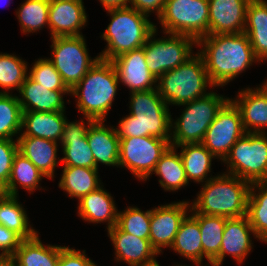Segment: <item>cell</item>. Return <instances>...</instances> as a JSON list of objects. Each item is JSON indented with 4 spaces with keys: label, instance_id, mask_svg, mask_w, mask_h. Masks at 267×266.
<instances>
[{
    "label": "cell",
    "instance_id": "1",
    "mask_svg": "<svg viewBox=\"0 0 267 266\" xmlns=\"http://www.w3.org/2000/svg\"><path fill=\"white\" fill-rule=\"evenodd\" d=\"M209 79L214 87L225 86L253 62L255 56L248 36L243 33L206 35L197 40Z\"/></svg>",
    "mask_w": 267,
    "mask_h": 266
},
{
    "label": "cell",
    "instance_id": "2",
    "mask_svg": "<svg viewBox=\"0 0 267 266\" xmlns=\"http://www.w3.org/2000/svg\"><path fill=\"white\" fill-rule=\"evenodd\" d=\"M155 89L131 92L130 115L119 121L115 128L119 138L152 136L171 139L173 123L169 109ZM170 134H169V133Z\"/></svg>",
    "mask_w": 267,
    "mask_h": 266
},
{
    "label": "cell",
    "instance_id": "3",
    "mask_svg": "<svg viewBox=\"0 0 267 266\" xmlns=\"http://www.w3.org/2000/svg\"><path fill=\"white\" fill-rule=\"evenodd\" d=\"M205 182L190 211L225 218L246 216L250 182L229 173Z\"/></svg>",
    "mask_w": 267,
    "mask_h": 266
},
{
    "label": "cell",
    "instance_id": "4",
    "mask_svg": "<svg viewBox=\"0 0 267 266\" xmlns=\"http://www.w3.org/2000/svg\"><path fill=\"white\" fill-rule=\"evenodd\" d=\"M118 82L120 81L111 61L99 59L70 94L77 97V108L85 118L105 121L115 100Z\"/></svg>",
    "mask_w": 267,
    "mask_h": 266
},
{
    "label": "cell",
    "instance_id": "5",
    "mask_svg": "<svg viewBox=\"0 0 267 266\" xmlns=\"http://www.w3.org/2000/svg\"><path fill=\"white\" fill-rule=\"evenodd\" d=\"M111 22L102 35L107 42L100 59L111 61L122 53L142 48L156 29L144 13L132 7L108 10Z\"/></svg>",
    "mask_w": 267,
    "mask_h": 266
},
{
    "label": "cell",
    "instance_id": "6",
    "mask_svg": "<svg viewBox=\"0 0 267 266\" xmlns=\"http://www.w3.org/2000/svg\"><path fill=\"white\" fill-rule=\"evenodd\" d=\"M157 82L159 94L166 104L178 106L207 95L205 91L208 84L213 87L199 53L164 73Z\"/></svg>",
    "mask_w": 267,
    "mask_h": 266
},
{
    "label": "cell",
    "instance_id": "7",
    "mask_svg": "<svg viewBox=\"0 0 267 266\" xmlns=\"http://www.w3.org/2000/svg\"><path fill=\"white\" fill-rule=\"evenodd\" d=\"M229 100V98H223L222 95L210 92L203 97L182 104L186 105V108L180 118L171 124V129L174 128L171 146L201 143L217 113Z\"/></svg>",
    "mask_w": 267,
    "mask_h": 266
},
{
    "label": "cell",
    "instance_id": "8",
    "mask_svg": "<svg viewBox=\"0 0 267 266\" xmlns=\"http://www.w3.org/2000/svg\"><path fill=\"white\" fill-rule=\"evenodd\" d=\"M223 162H227L229 174L250 183L267 180V136L246 133L232 146Z\"/></svg>",
    "mask_w": 267,
    "mask_h": 266
},
{
    "label": "cell",
    "instance_id": "9",
    "mask_svg": "<svg viewBox=\"0 0 267 266\" xmlns=\"http://www.w3.org/2000/svg\"><path fill=\"white\" fill-rule=\"evenodd\" d=\"M158 20L164 33L189 35L198 40L209 35L208 0H166Z\"/></svg>",
    "mask_w": 267,
    "mask_h": 266
},
{
    "label": "cell",
    "instance_id": "10",
    "mask_svg": "<svg viewBox=\"0 0 267 266\" xmlns=\"http://www.w3.org/2000/svg\"><path fill=\"white\" fill-rule=\"evenodd\" d=\"M51 48L53 59L49 60L70 91L100 59V56L90 59L83 35L52 37Z\"/></svg>",
    "mask_w": 267,
    "mask_h": 266
},
{
    "label": "cell",
    "instance_id": "11",
    "mask_svg": "<svg viewBox=\"0 0 267 266\" xmlns=\"http://www.w3.org/2000/svg\"><path fill=\"white\" fill-rule=\"evenodd\" d=\"M156 32L155 29L143 48L148 69L158 80L192 57V45L197 44V40L189 35L171 33L168 38L153 39Z\"/></svg>",
    "mask_w": 267,
    "mask_h": 266
},
{
    "label": "cell",
    "instance_id": "12",
    "mask_svg": "<svg viewBox=\"0 0 267 266\" xmlns=\"http://www.w3.org/2000/svg\"><path fill=\"white\" fill-rule=\"evenodd\" d=\"M120 139L119 166L128 168L139 179L147 180L157 162L171 146V139L152 136Z\"/></svg>",
    "mask_w": 267,
    "mask_h": 266
},
{
    "label": "cell",
    "instance_id": "13",
    "mask_svg": "<svg viewBox=\"0 0 267 266\" xmlns=\"http://www.w3.org/2000/svg\"><path fill=\"white\" fill-rule=\"evenodd\" d=\"M246 131L241 114L229 100L217 113L201 142L215 157L222 161L228 156L232 146L243 137Z\"/></svg>",
    "mask_w": 267,
    "mask_h": 266
},
{
    "label": "cell",
    "instance_id": "14",
    "mask_svg": "<svg viewBox=\"0 0 267 266\" xmlns=\"http://www.w3.org/2000/svg\"><path fill=\"white\" fill-rule=\"evenodd\" d=\"M189 202H176L161 205L151 210L149 240L160 254L162 247H171L182 221L187 215Z\"/></svg>",
    "mask_w": 267,
    "mask_h": 266
},
{
    "label": "cell",
    "instance_id": "15",
    "mask_svg": "<svg viewBox=\"0 0 267 266\" xmlns=\"http://www.w3.org/2000/svg\"><path fill=\"white\" fill-rule=\"evenodd\" d=\"M118 80L130 88L131 92L155 89L157 79L148 69L144 48L120 54L111 60Z\"/></svg>",
    "mask_w": 267,
    "mask_h": 266
},
{
    "label": "cell",
    "instance_id": "16",
    "mask_svg": "<svg viewBox=\"0 0 267 266\" xmlns=\"http://www.w3.org/2000/svg\"><path fill=\"white\" fill-rule=\"evenodd\" d=\"M87 16L82 0H50L48 26L52 37L80 36Z\"/></svg>",
    "mask_w": 267,
    "mask_h": 266
},
{
    "label": "cell",
    "instance_id": "17",
    "mask_svg": "<svg viewBox=\"0 0 267 266\" xmlns=\"http://www.w3.org/2000/svg\"><path fill=\"white\" fill-rule=\"evenodd\" d=\"M250 0H208L209 35L243 33Z\"/></svg>",
    "mask_w": 267,
    "mask_h": 266
},
{
    "label": "cell",
    "instance_id": "18",
    "mask_svg": "<svg viewBox=\"0 0 267 266\" xmlns=\"http://www.w3.org/2000/svg\"><path fill=\"white\" fill-rule=\"evenodd\" d=\"M85 122H68L66 120L62 133L61 145L64 157L60 160L64 166L96 168L95 160L87 140Z\"/></svg>",
    "mask_w": 267,
    "mask_h": 266
},
{
    "label": "cell",
    "instance_id": "19",
    "mask_svg": "<svg viewBox=\"0 0 267 266\" xmlns=\"http://www.w3.org/2000/svg\"><path fill=\"white\" fill-rule=\"evenodd\" d=\"M250 232L255 236L247 216L228 218L225 223L219 255L211 262V265H222L226 254H230L237 262L242 263L252 248Z\"/></svg>",
    "mask_w": 267,
    "mask_h": 266
},
{
    "label": "cell",
    "instance_id": "20",
    "mask_svg": "<svg viewBox=\"0 0 267 266\" xmlns=\"http://www.w3.org/2000/svg\"><path fill=\"white\" fill-rule=\"evenodd\" d=\"M238 93V99L231 101L240 111L246 133H265L264 130L267 127V81L261 88L255 90L247 88Z\"/></svg>",
    "mask_w": 267,
    "mask_h": 266
},
{
    "label": "cell",
    "instance_id": "21",
    "mask_svg": "<svg viewBox=\"0 0 267 266\" xmlns=\"http://www.w3.org/2000/svg\"><path fill=\"white\" fill-rule=\"evenodd\" d=\"M87 125V140L92 150L95 160L96 169L98 163L105 165L119 166V151L120 139L117 136L116 130L113 127H106L103 120L94 121L90 117H86Z\"/></svg>",
    "mask_w": 267,
    "mask_h": 266
},
{
    "label": "cell",
    "instance_id": "22",
    "mask_svg": "<svg viewBox=\"0 0 267 266\" xmlns=\"http://www.w3.org/2000/svg\"><path fill=\"white\" fill-rule=\"evenodd\" d=\"M108 234L116 250V259L124 260L129 266H139L155 260L157 251L150 240L138 238L121 231L116 225L108 229Z\"/></svg>",
    "mask_w": 267,
    "mask_h": 266
},
{
    "label": "cell",
    "instance_id": "23",
    "mask_svg": "<svg viewBox=\"0 0 267 266\" xmlns=\"http://www.w3.org/2000/svg\"><path fill=\"white\" fill-rule=\"evenodd\" d=\"M19 93L22 95V98L18 99L23 112H64L62 96L65 93L69 94L70 91H50L48 87L39 85L27 76Z\"/></svg>",
    "mask_w": 267,
    "mask_h": 266
},
{
    "label": "cell",
    "instance_id": "24",
    "mask_svg": "<svg viewBox=\"0 0 267 266\" xmlns=\"http://www.w3.org/2000/svg\"><path fill=\"white\" fill-rule=\"evenodd\" d=\"M18 152L28 158L47 178L54 177L58 164L57 142L30 136L17 138Z\"/></svg>",
    "mask_w": 267,
    "mask_h": 266
},
{
    "label": "cell",
    "instance_id": "25",
    "mask_svg": "<svg viewBox=\"0 0 267 266\" xmlns=\"http://www.w3.org/2000/svg\"><path fill=\"white\" fill-rule=\"evenodd\" d=\"M109 192L102 186L79 200L78 213L85 221L108 222L107 230L117 224L118 210Z\"/></svg>",
    "mask_w": 267,
    "mask_h": 266
},
{
    "label": "cell",
    "instance_id": "26",
    "mask_svg": "<svg viewBox=\"0 0 267 266\" xmlns=\"http://www.w3.org/2000/svg\"><path fill=\"white\" fill-rule=\"evenodd\" d=\"M64 112H36L22 113V128L26 130L20 136H30L57 142L61 140L66 122Z\"/></svg>",
    "mask_w": 267,
    "mask_h": 266
},
{
    "label": "cell",
    "instance_id": "27",
    "mask_svg": "<svg viewBox=\"0 0 267 266\" xmlns=\"http://www.w3.org/2000/svg\"><path fill=\"white\" fill-rule=\"evenodd\" d=\"M61 246H44L38 234L23 240L15 254L8 260V266H57Z\"/></svg>",
    "mask_w": 267,
    "mask_h": 266
},
{
    "label": "cell",
    "instance_id": "28",
    "mask_svg": "<svg viewBox=\"0 0 267 266\" xmlns=\"http://www.w3.org/2000/svg\"><path fill=\"white\" fill-rule=\"evenodd\" d=\"M244 33L248 36L259 61L267 59V1H249Z\"/></svg>",
    "mask_w": 267,
    "mask_h": 266
},
{
    "label": "cell",
    "instance_id": "29",
    "mask_svg": "<svg viewBox=\"0 0 267 266\" xmlns=\"http://www.w3.org/2000/svg\"><path fill=\"white\" fill-rule=\"evenodd\" d=\"M98 169L80 166H64L59 188L65 190L69 197L79 200L100 187Z\"/></svg>",
    "mask_w": 267,
    "mask_h": 266
},
{
    "label": "cell",
    "instance_id": "30",
    "mask_svg": "<svg viewBox=\"0 0 267 266\" xmlns=\"http://www.w3.org/2000/svg\"><path fill=\"white\" fill-rule=\"evenodd\" d=\"M201 239L198 221L193 216H186L170 248L195 264H201L203 260Z\"/></svg>",
    "mask_w": 267,
    "mask_h": 266
},
{
    "label": "cell",
    "instance_id": "31",
    "mask_svg": "<svg viewBox=\"0 0 267 266\" xmlns=\"http://www.w3.org/2000/svg\"><path fill=\"white\" fill-rule=\"evenodd\" d=\"M176 148L170 146L156 164L154 172L161 177L159 183L167 191L179 190L188 184L184 164Z\"/></svg>",
    "mask_w": 267,
    "mask_h": 266
},
{
    "label": "cell",
    "instance_id": "32",
    "mask_svg": "<svg viewBox=\"0 0 267 266\" xmlns=\"http://www.w3.org/2000/svg\"><path fill=\"white\" fill-rule=\"evenodd\" d=\"M255 188L259 193H255ZM246 216L255 237L267 243V180L251 183Z\"/></svg>",
    "mask_w": 267,
    "mask_h": 266
},
{
    "label": "cell",
    "instance_id": "33",
    "mask_svg": "<svg viewBox=\"0 0 267 266\" xmlns=\"http://www.w3.org/2000/svg\"><path fill=\"white\" fill-rule=\"evenodd\" d=\"M186 176L195 182H204L207 174L211 172L212 158H216L202 143L183 144L180 146Z\"/></svg>",
    "mask_w": 267,
    "mask_h": 266
},
{
    "label": "cell",
    "instance_id": "34",
    "mask_svg": "<svg viewBox=\"0 0 267 266\" xmlns=\"http://www.w3.org/2000/svg\"><path fill=\"white\" fill-rule=\"evenodd\" d=\"M192 216L199 224L203 257L205 256L211 264L219 255L225 223L228 218L199 213H193Z\"/></svg>",
    "mask_w": 267,
    "mask_h": 266
},
{
    "label": "cell",
    "instance_id": "35",
    "mask_svg": "<svg viewBox=\"0 0 267 266\" xmlns=\"http://www.w3.org/2000/svg\"><path fill=\"white\" fill-rule=\"evenodd\" d=\"M17 198L8 195L0 201V224L17 233L23 240L34 238L38 233L29 226L26 211Z\"/></svg>",
    "mask_w": 267,
    "mask_h": 266
},
{
    "label": "cell",
    "instance_id": "36",
    "mask_svg": "<svg viewBox=\"0 0 267 266\" xmlns=\"http://www.w3.org/2000/svg\"><path fill=\"white\" fill-rule=\"evenodd\" d=\"M43 176L45 175L28 158L17 152L6 184L7 192L11 196H17V183L23 189L34 192Z\"/></svg>",
    "mask_w": 267,
    "mask_h": 266
},
{
    "label": "cell",
    "instance_id": "37",
    "mask_svg": "<svg viewBox=\"0 0 267 266\" xmlns=\"http://www.w3.org/2000/svg\"><path fill=\"white\" fill-rule=\"evenodd\" d=\"M22 113L17 96L0 92V139H13L22 131Z\"/></svg>",
    "mask_w": 267,
    "mask_h": 266
},
{
    "label": "cell",
    "instance_id": "38",
    "mask_svg": "<svg viewBox=\"0 0 267 266\" xmlns=\"http://www.w3.org/2000/svg\"><path fill=\"white\" fill-rule=\"evenodd\" d=\"M50 0H26L16 12L23 33L48 25Z\"/></svg>",
    "mask_w": 267,
    "mask_h": 266
},
{
    "label": "cell",
    "instance_id": "39",
    "mask_svg": "<svg viewBox=\"0 0 267 266\" xmlns=\"http://www.w3.org/2000/svg\"><path fill=\"white\" fill-rule=\"evenodd\" d=\"M151 210L141 211L137 207H127L119 212L116 226L138 238L148 239L150 235Z\"/></svg>",
    "mask_w": 267,
    "mask_h": 266
},
{
    "label": "cell",
    "instance_id": "40",
    "mask_svg": "<svg viewBox=\"0 0 267 266\" xmlns=\"http://www.w3.org/2000/svg\"><path fill=\"white\" fill-rule=\"evenodd\" d=\"M27 76L25 61L13 54H0V87L20 90Z\"/></svg>",
    "mask_w": 267,
    "mask_h": 266
},
{
    "label": "cell",
    "instance_id": "41",
    "mask_svg": "<svg viewBox=\"0 0 267 266\" xmlns=\"http://www.w3.org/2000/svg\"><path fill=\"white\" fill-rule=\"evenodd\" d=\"M28 76L39 85L48 87L50 91H70L49 59H38Z\"/></svg>",
    "mask_w": 267,
    "mask_h": 266
},
{
    "label": "cell",
    "instance_id": "42",
    "mask_svg": "<svg viewBox=\"0 0 267 266\" xmlns=\"http://www.w3.org/2000/svg\"><path fill=\"white\" fill-rule=\"evenodd\" d=\"M17 152V140L13 141V139H0V180L5 184L8 183L13 160Z\"/></svg>",
    "mask_w": 267,
    "mask_h": 266
},
{
    "label": "cell",
    "instance_id": "43",
    "mask_svg": "<svg viewBox=\"0 0 267 266\" xmlns=\"http://www.w3.org/2000/svg\"><path fill=\"white\" fill-rule=\"evenodd\" d=\"M22 241L17 233L0 224V255L7 261L15 254Z\"/></svg>",
    "mask_w": 267,
    "mask_h": 266
},
{
    "label": "cell",
    "instance_id": "44",
    "mask_svg": "<svg viewBox=\"0 0 267 266\" xmlns=\"http://www.w3.org/2000/svg\"><path fill=\"white\" fill-rule=\"evenodd\" d=\"M57 266H97V264L86 257L85 250L81 252L64 246L60 250Z\"/></svg>",
    "mask_w": 267,
    "mask_h": 266
},
{
    "label": "cell",
    "instance_id": "45",
    "mask_svg": "<svg viewBox=\"0 0 267 266\" xmlns=\"http://www.w3.org/2000/svg\"><path fill=\"white\" fill-rule=\"evenodd\" d=\"M166 0H130L132 8L148 15L152 11H157V16L162 14Z\"/></svg>",
    "mask_w": 267,
    "mask_h": 266
},
{
    "label": "cell",
    "instance_id": "46",
    "mask_svg": "<svg viewBox=\"0 0 267 266\" xmlns=\"http://www.w3.org/2000/svg\"><path fill=\"white\" fill-rule=\"evenodd\" d=\"M105 10L119 9L129 7L127 3H130V0H100Z\"/></svg>",
    "mask_w": 267,
    "mask_h": 266
},
{
    "label": "cell",
    "instance_id": "47",
    "mask_svg": "<svg viewBox=\"0 0 267 266\" xmlns=\"http://www.w3.org/2000/svg\"><path fill=\"white\" fill-rule=\"evenodd\" d=\"M6 184L0 180V201L8 196Z\"/></svg>",
    "mask_w": 267,
    "mask_h": 266
},
{
    "label": "cell",
    "instance_id": "48",
    "mask_svg": "<svg viewBox=\"0 0 267 266\" xmlns=\"http://www.w3.org/2000/svg\"><path fill=\"white\" fill-rule=\"evenodd\" d=\"M139 266H160L159 263L157 262V260H153L149 263H145V264H142V265H139Z\"/></svg>",
    "mask_w": 267,
    "mask_h": 266
},
{
    "label": "cell",
    "instance_id": "49",
    "mask_svg": "<svg viewBox=\"0 0 267 266\" xmlns=\"http://www.w3.org/2000/svg\"><path fill=\"white\" fill-rule=\"evenodd\" d=\"M0 266H8V261L0 255Z\"/></svg>",
    "mask_w": 267,
    "mask_h": 266
}]
</instances>
